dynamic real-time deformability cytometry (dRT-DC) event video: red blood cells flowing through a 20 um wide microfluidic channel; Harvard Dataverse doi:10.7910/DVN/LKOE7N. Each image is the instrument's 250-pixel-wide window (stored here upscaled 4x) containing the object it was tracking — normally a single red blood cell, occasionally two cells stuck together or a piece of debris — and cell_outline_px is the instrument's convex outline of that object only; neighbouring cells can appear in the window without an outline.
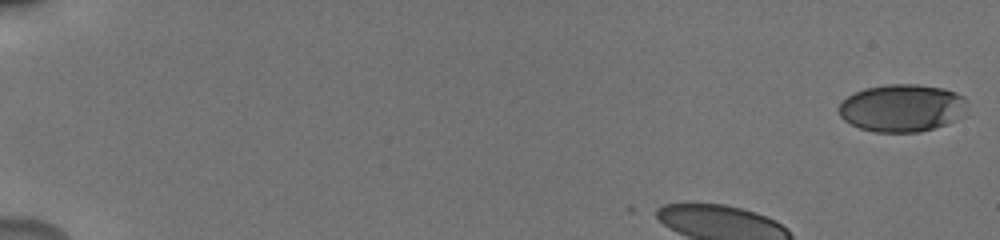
{"species": "human", "species_latin": "Homo sapiens", "temperature_condition": "cold", "stored_images_in_passage": 50, "camera_frame_rate_fps": 3000, "um_per_image_px": 0.085, "donor": {"sex": "male"}, "frame": {"image": 1, "passage_image": 1, "time_ms": 0.0, "image_size_px": [1000, 240], "cell_outline_px": [[964, 100], [956, 116], [952, 120], [944, 124], [920, 132], [876, 132], [860, 128], [844, 120], [840, 116], [836, 108], [848, 96], [864, 88], [888, 84], [916, 84], [944, 88], [956, 92], [964, 96]], "centroid_in_image_um": [76.55, 9.16], "position_along_channel_um": 8.4, "area_um2": 34.85}}
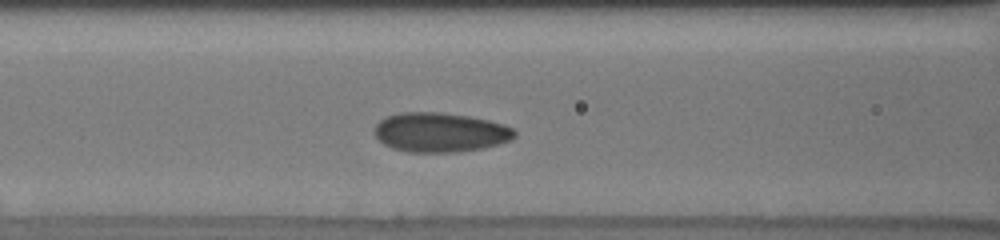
{"frame": {"image": 2, "passage_image": 19, "time_ms": 6.0, "image_size_px": [1000, 240], "cell_outline_px": [[516, 136], [512, 140], [480, 148], [456, 152], [408, 152], [392, 148], [384, 144], [372, 132], [376, 124], [380, 120], [388, 116], [400, 112], [440, 112], [468, 116], [488, 120], [504, 124], [512, 128], [516, 132]], "centroid_in_image_um": [37.39, 11.24], "position_along_channel_um": 129.2, "area_um2": 32.19}}
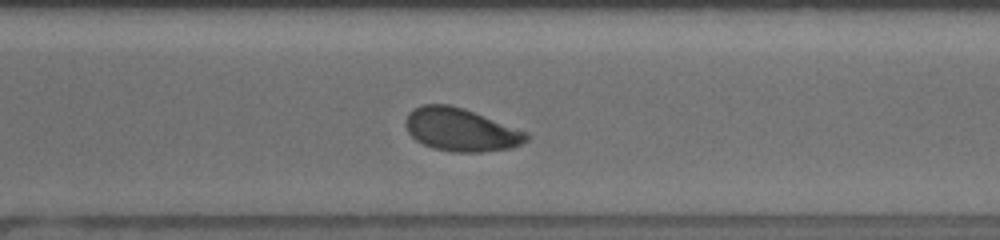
{"frame": {"image": 3, "passage_image": 35, "time_ms": 11.333, "image_size_px": [1000, 240], "cell_outline_px": [[528, 140], [512, 148], [480, 152], [452, 152], [432, 148], [416, 140], [408, 132], [404, 124], [404, 120], [408, 112], [412, 108], [420, 104], [448, 104], [464, 108], [528, 132]], "centroid_in_image_um": [39.14, 11.02], "position_along_channel_um": 331.5, "area_um2": 30.52}, "authors_computed_cell_mechanics": {"area_um2": 31.0675, "velocity_mm_per_s": 3.8008, "shape_relaxation_time_tau1_ms": null, "shape_relaxation_time_tau2_ms": 0.7416, "deformation_change_tau1": null, "deformation_change_tau2": 0.0453}}